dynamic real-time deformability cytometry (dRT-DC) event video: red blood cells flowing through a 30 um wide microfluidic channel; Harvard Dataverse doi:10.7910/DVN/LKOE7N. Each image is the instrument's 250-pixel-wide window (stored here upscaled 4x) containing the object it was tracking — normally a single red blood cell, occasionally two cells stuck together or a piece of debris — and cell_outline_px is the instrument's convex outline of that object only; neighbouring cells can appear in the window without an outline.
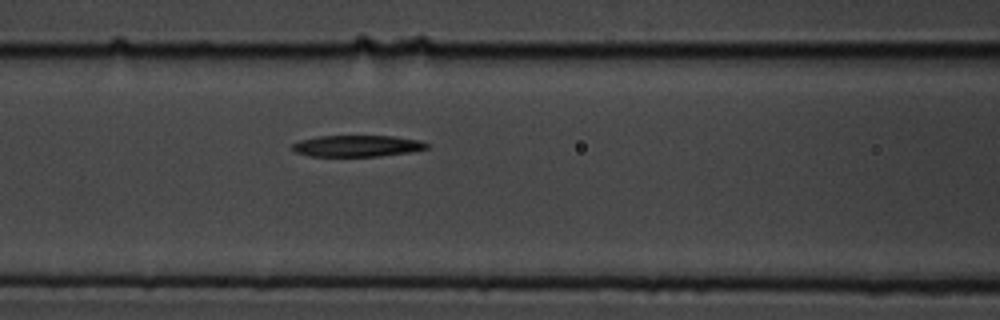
{"species": "common noctule bat (a hibernating species)", "species_latin": "Nyctalus noctula", "temperature_condition": "cold", "stored_images_in_passage": 5, "camera_frame_rate_fps": 3000, "um_per_image_px": 0.085, "animal": {"sex": "male", "body_mass_g": 19.5, "forearm_length_mm": 54.6}, "frame": {"image": 1, "passage_image": 5, "time_ms": 1.333, "image_size_px": [1000, 320], "cell_outline_px": [[432, 144], [428, 148], [412, 152], [380, 156], [308, 156], [296, 152], [292, 148], [292, 144], [300, 140], [320, 136], [392, 136], [420, 140]], "centroid_in_image_um": [30.42, 12.41], "position_along_channel_um": 136.2, "area_um2": 16.88}}